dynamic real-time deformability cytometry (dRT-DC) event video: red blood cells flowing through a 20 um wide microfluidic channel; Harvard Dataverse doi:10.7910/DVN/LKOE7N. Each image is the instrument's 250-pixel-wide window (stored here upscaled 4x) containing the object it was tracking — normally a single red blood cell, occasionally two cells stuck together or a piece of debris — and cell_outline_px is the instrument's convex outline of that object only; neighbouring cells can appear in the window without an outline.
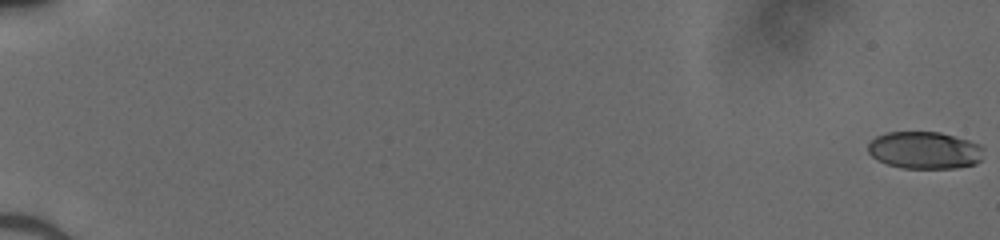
{"species": "human", "species_latin": "Homo sapiens", "temperature_condition": "cold", "stored_images_in_passage": 53, "camera_frame_rate_fps": 3000, "um_per_image_px": 0.085, "donor": {"sex": "male"}, "frame": {"image": 1, "passage_image": 1, "time_ms": 0.0, "image_size_px": [1000, 240], "cell_outline_px": [[984, 148], [980, 160], [976, 164], [956, 168], [900, 168], [876, 160], [868, 152], [868, 144], [876, 136], [888, 132], [940, 132], [968, 140], [980, 144]], "centroid_in_image_um": [78.59, 12.77], "position_along_channel_um": 6.4, "area_um2": 25.2}}
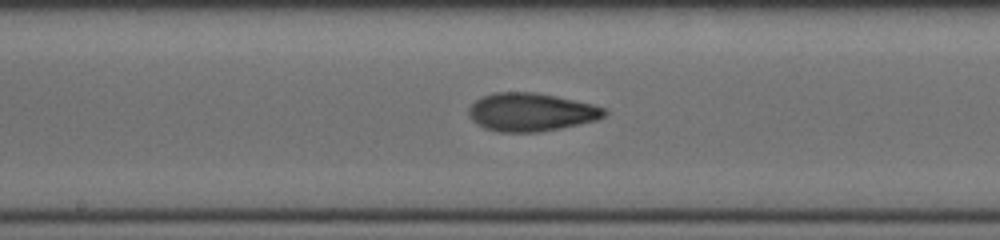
{"frame": {"image": 2, "passage_image": 31, "time_ms": 10.0, "image_size_px": [1000, 240], "cell_outline_px": [[608, 112], [604, 116], [596, 120], [560, 128], [540, 132], [500, 132], [484, 128], [476, 124], [468, 116], [468, 108], [476, 100], [492, 92], [532, 92], [556, 96], [592, 104], [604, 108]], "centroid_in_image_um": [45.1, 9.53], "position_along_channel_um": 203.1, "area_um2": 30.17}}
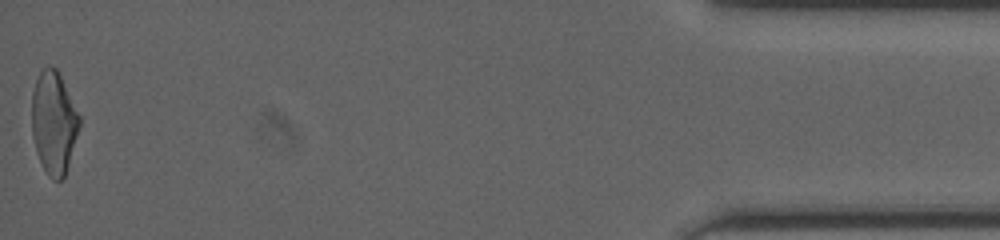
{"frame": {"image": 3, "passage_image": 53, "time_ms": 17.333, "image_size_px": [1000, 240], "cell_outline_px": [[80, 124], [68, 164], [64, 176], [60, 180], [52, 180], [48, 176], [36, 152], [32, 136], [32, 92], [40, 68], [56, 68], [80, 116]], "centroid_in_image_um": [4.55, 10.43], "position_along_channel_um": 430.7, "area_um2": 28.03}}